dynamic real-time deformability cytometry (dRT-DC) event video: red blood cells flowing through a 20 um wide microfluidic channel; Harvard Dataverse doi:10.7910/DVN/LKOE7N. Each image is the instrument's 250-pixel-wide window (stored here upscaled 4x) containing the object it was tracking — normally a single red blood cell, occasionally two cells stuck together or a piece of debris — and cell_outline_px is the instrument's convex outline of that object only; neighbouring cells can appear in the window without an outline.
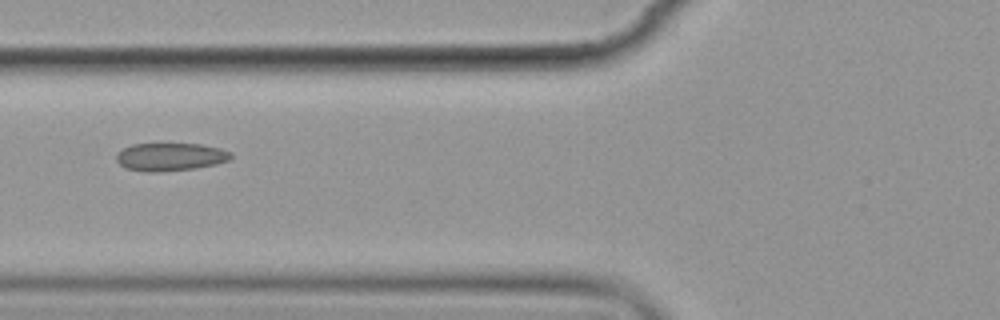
{"species": "common noctule bat (a hibernating species)", "species_latin": "Nyctalus noctula", "temperature_condition": "cold", "stored_images_in_passage": 5, "camera_frame_rate_fps": 3000, "um_per_image_px": 0.085, "animal": {"sex": "female", "body_mass_g": 19.9}, "frame": {"image": 1, "passage_image": 2, "time_ms": 1.333, "image_size_px": [1000, 320], "cell_outline_px": [[232, 156], [228, 160], [216, 164], [196, 168], [156, 172], [148, 172], [128, 168], [120, 164], [116, 160], [116, 156], [124, 148], [132, 144], [200, 144], [220, 148], [232, 152]], "centroid_in_image_um": [14.51, 13.33], "position_along_channel_um": 111.3, "area_um2": 18.44}}
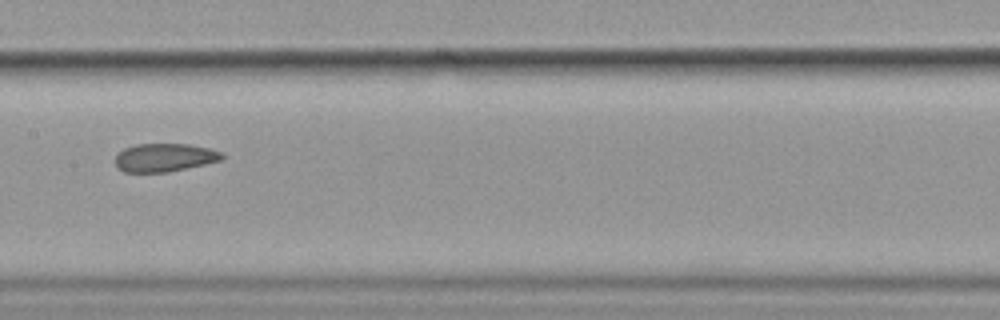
{"frame": {"image": 2, "passage_image": 4, "time_ms": 3.667, "image_size_px": [1000, 320], "cell_outline_px": [[224, 160], [168, 172], [124, 172], [116, 164], [116, 156], [124, 148], [136, 144], [188, 144], [208, 148], [224, 152]], "centroid_in_image_um": [14.04, 13.39], "position_along_channel_um": 193.4, "area_um2": 17.57}}
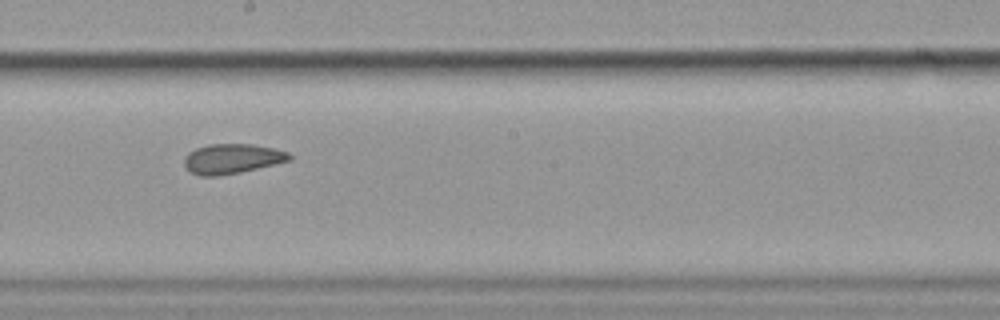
{"frame": {"image": 3, "passage_image": 5, "time_ms": 4.667, "image_size_px": [1000, 320], "cell_outline_px": [[292, 160], [240, 172], [216, 176], [200, 176], [184, 168], [184, 156], [188, 152], [196, 148], [208, 144], [252, 144], [272, 148], [288, 152], [292, 156]], "centroid_in_image_um": [19.7, 13.49], "position_along_channel_um": 228.5, "area_um2": 18.32}}